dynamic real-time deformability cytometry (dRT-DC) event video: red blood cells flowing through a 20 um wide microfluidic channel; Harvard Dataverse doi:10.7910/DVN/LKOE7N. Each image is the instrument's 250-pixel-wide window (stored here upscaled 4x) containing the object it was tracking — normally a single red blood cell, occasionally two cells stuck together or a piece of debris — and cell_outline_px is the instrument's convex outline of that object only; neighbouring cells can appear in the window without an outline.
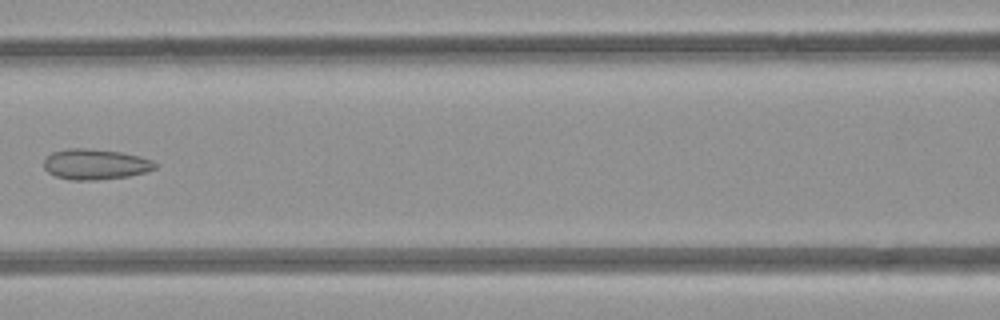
{"species": "common noctule bat (a hibernating species)", "species_latin": "Nyctalus noctula", "temperature_condition": "room temperature", "stored_images_in_passage": 7, "camera_frame_rate_fps": 3000, "um_per_image_px": 0.085, "animal": {"sex": "female", "body_mass_g": 21.9}, "frame": {"image": 1, "passage_image": 7, "time_ms": 7.0, "image_size_px": [1000, 320], "cell_outline_px": [[160, 164], [156, 168], [144, 172], [128, 176], [96, 180], [72, 180], [56, 176], [48, 172], [44, 168], [44, 160], [52, 152], [68, 148], [88, 148], [120, 152], [140, 156], [152, 160]], "centroid_in_image_um": [8.12, 13.96], "position_along_channel_um": 158.5, "area_um2": 19.83}}